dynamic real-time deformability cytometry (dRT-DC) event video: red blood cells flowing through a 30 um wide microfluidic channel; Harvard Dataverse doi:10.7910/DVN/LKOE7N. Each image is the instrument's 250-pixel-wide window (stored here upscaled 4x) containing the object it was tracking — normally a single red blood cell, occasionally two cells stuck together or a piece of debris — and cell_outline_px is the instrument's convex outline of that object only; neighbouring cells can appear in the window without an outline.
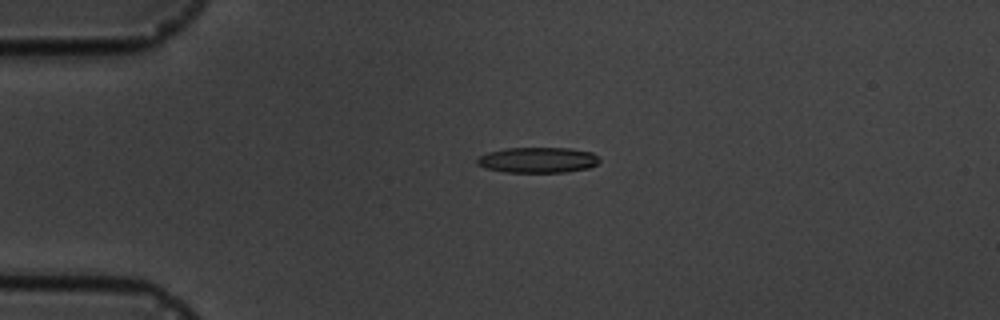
{"species": "common noctule bat (a hibernating species)", "species_latin": "Nyctalus noctula", "temperature_condition": "cold", "stored_images_in_passage": 4, "camera_frame_rate_fps": 3000, "um_per_image_px": 0.085, "animal": {"sex": "male", "body_mass_g": 19.5, "forearm_length_mm": 54.6}, "frame": {"image": 1, "passage_image": 4, "time_ms": 3.333, "image_size_px": [1000, 320], "cell_outline_px": [[600, 160], [596, 164], [588, 168], [568, 172], [504, 172], [484, 168], [476, 164], [476, 160], [480, 156], [488, 152], [508, 148], [568, 148], [592, 152]], "centroid_in_image_um": [45.69, 13.61], "position_along_channel_um": 39.3, "area_um2": 18.21}}